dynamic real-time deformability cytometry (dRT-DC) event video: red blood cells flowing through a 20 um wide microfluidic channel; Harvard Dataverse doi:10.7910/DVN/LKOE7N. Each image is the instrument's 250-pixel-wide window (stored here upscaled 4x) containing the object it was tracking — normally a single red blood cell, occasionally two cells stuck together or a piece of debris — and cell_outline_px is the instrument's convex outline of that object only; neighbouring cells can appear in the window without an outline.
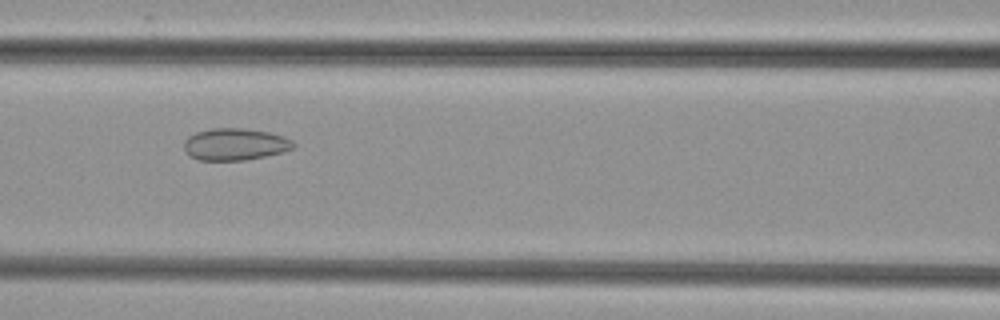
{"species": "common noctule bat (a hibernating species)", "species_latin": "Nyctalus noctula", "temperature_condition": "cold", "stored_images_in_passage": 37, "camera_frame_rate_fps": 3000, "um_per_image_px": 0.085, "animal": {"sex": "female", "body_mass_g": 29.2, "forearm_length_mm": 56.3}, "frame": {"image": 1, "passage_image": 8, "time_ms": 2.333, "image_size_px": [1000, 320], "cell_outline_px": [[296, 144], [292, 148], [284, 152], [244, 160], [196, 160], [188, 156], [184, 148], [184, 140], [188, 136], [196, 132], [212, 128], [244, 128], [268, 132], [284, 136], [292, 140]], "centroid_in_image_um": [19.95, 12.26], "position_along_channel_um": 146.6, "area_um2": 20.52}}
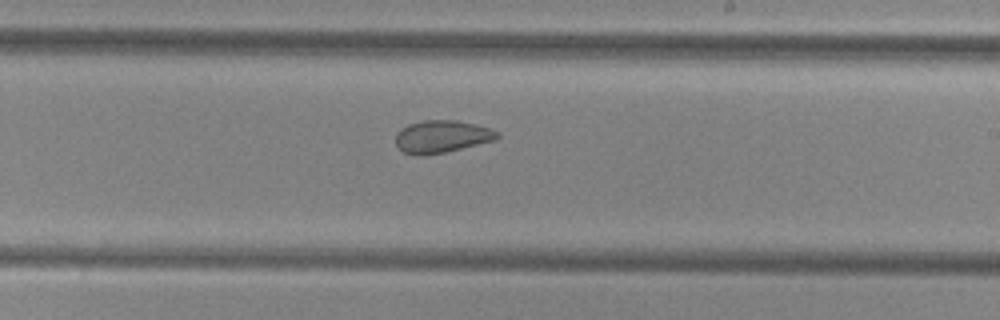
{"frame": {"image": 2, "passage_image": 16, "time_ms": 5.0, "image_size_px": [1000, 320], "cell_outline_px": [[500, 136], [496, 140], [444, 152], [420, 156], [416, 156], [404, 152], [396, 144], [396, 132], [400, 128], [408, 124], [420, 120], [456, 120], [488, 128], [500, 132]], "centroid_in_image_um": [37.52, 11.6], "position_along_channel_um": 251.5, "area_um2": 19.19}}
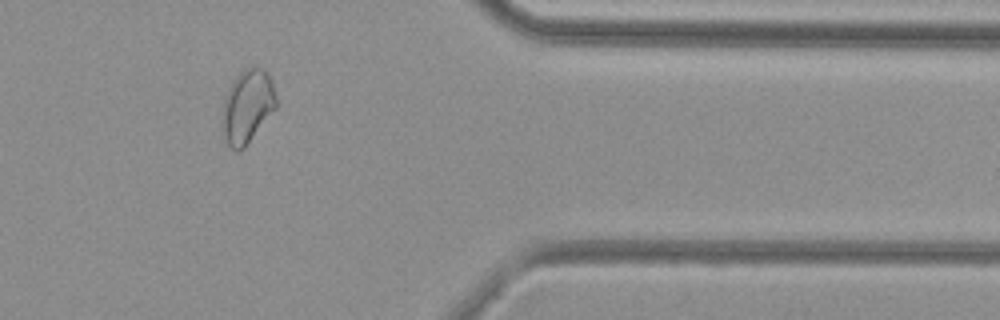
{"frame": {"image": 3, "passage_image": 28, "time_ms": 9.0, "image_size_px": [1000, 320], "cell_outline_px": [[276, 108], [244, 148], [236, 152], [224, 140], [220, 128], [220, 120], [224, 96], [232, 80], [244, 68], [252, 64], [256, 64], [264, 68], [272, 80], [276, 96]], "centroid_in_image_um": [20.99, 9.01], "position_along_channel_um": 390.4, "area_um2": 23.87}}